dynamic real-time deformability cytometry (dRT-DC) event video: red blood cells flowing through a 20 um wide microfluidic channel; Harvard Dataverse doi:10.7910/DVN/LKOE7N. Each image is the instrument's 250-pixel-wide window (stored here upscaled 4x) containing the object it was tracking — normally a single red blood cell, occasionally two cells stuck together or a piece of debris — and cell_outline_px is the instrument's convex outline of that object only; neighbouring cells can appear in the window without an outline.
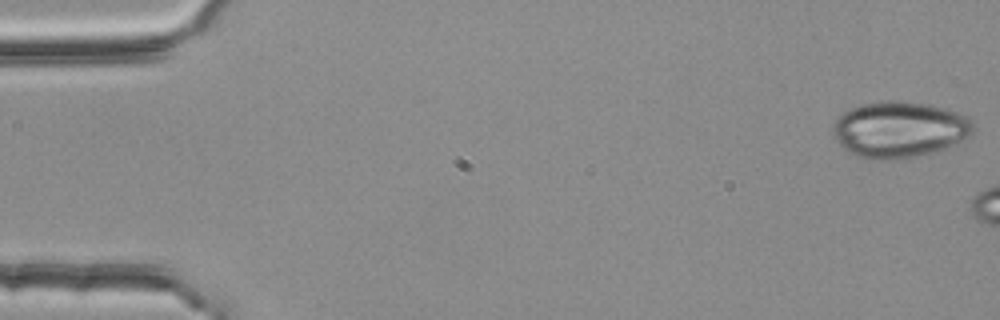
{"species": "common noctule bat (a hibernating species)", "species_latin": "Nyctalus noctula", "temperature_condition": "room temperature", "stored_images_in_passage": 4, "camera_frame_rate_fps": 3000, "um_per_image_px": 0.085, "animal": {"sex": "female", "body_mass_g": 25.1}, "frame": {"image": 1, "passage_image": 1, "time_ms": 0.0, "image_size_px": [1000, 320], "cell_outline_px": [[972, 132], [968, 136], [948, 148], [896, 160], [876, 160], [856, 156], [848, 152], [836, 140], [832, 128], [836, 116], [852, 108], [864, 104], [884, 100], [900, 100], [928, 104], [944, 108], [968, 116], [972, 124]], "centroid_in_image_um": [76.41, 11.0], "position_along_channel_um": 8.6, "area_um2": 45.89}}